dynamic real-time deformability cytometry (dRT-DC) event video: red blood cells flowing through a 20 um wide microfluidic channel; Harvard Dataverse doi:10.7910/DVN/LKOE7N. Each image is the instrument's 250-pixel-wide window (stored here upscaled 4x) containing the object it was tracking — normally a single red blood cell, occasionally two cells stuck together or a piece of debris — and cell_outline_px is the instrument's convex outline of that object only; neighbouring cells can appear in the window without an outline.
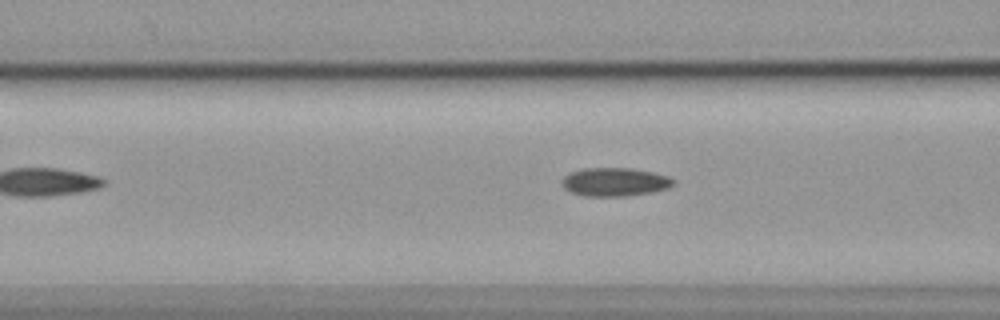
{"species": "common noctule bat (a hibernating species)", "species_latin": "Nyctalus noctula", "temperature_condition": "cold", "stored_images_in_passage": 15, "camera_frame_rate_fps": 3000, "um_per_image_px": 0.085, "animal": {"sex": "female", "body_mass_g": 19.9}, "frame": {"image": 1, "passage_image": 5, "time_ms": 1.333, "image_size_px": [1000, 320], "cell_outline_px": [[676, 184], [668, 188], [652, 192], [624, 196], [584, 196], [572, 192], [564, 188], [560, 180], [564, 176], [572, 172], [584, 168], [632, 168], [652, 172], [668, 176], [676, 180]], "centroid_in_image_um": [52.28, 15.46], "position_along_channel_um": 114.3, "area_um2": 18.55}}
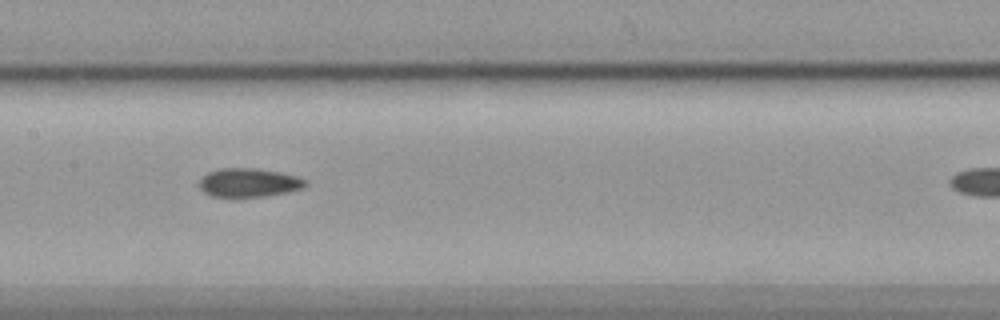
{"frame": {"image": 2, "passage_image": 11, "time_ms": 3.333, "image_size_px": [1000, 320], "cell_outline_px": [[308, 184], [300, 188], [284, 192], [264, 196], [212, 196], [204, 192], [200, 188], [200, 180], [208, 172], [220, 168], [256, 168], [280, 172], [296, 176], [308, 180]], "centroid_in_image_um": [21.15, 15.5], "position_along_channel_um": 186.2, "area_um2": 17.46}}
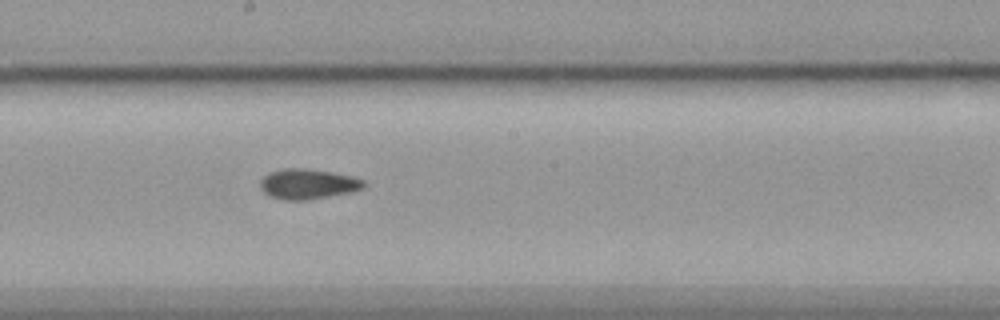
{"frame": {"image": 3, "passage_image": 14, "time_ms": 4.333, "image_size_px": [1000, 320], "cell_outline_px": [[364, 188], [352, 192], [308, 200], [284, 200], [272, 196], [264, 192], [260, 188], [260, 180], [264, 176], [272, 172], [284, 168], [308, 168], [332, 172], [352, 176], [364, 180]], "centroid_in_image_um": [26.19, 15.64], "position_along_channel_um": 222.0, "area_um2": 18.21}}